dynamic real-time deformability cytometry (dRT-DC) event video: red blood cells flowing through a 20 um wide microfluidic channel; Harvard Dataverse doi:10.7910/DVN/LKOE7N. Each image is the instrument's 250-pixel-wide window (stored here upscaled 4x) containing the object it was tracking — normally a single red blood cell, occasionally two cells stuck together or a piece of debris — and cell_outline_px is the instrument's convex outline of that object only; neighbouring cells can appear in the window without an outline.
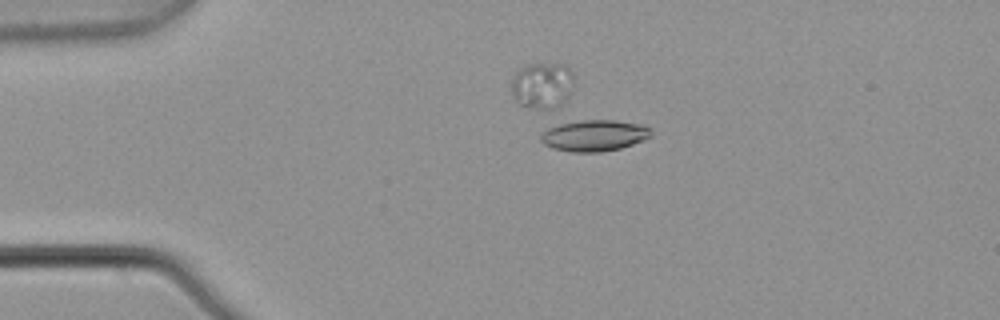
{"species": "common noctule bat (a hibernating species)", "species_latin": "Nyctalus noctula", "temperature_condition": "warm", "stored_images_in_passage": 5, "camera_frame_rate_fps": 3000, "um_per_image_px": 0.085, "animal": {"sex": "male", "body_mass_g": 21.5, "forearm_length_mm": 52.0}, "frame": {"image": 1, "passage_image": 3, "time_ms": 0.667, "image_size_px": [1000, 320], "cell_outline_px": [[652, 136], [632, 144], [620, 148], [600, 152], [572, 152], [552, 148], [544, 144], [540, 140], [540, 136], [548, 128], [560, 124], [584, 120], [616, 120], [644, 124], [652, 128]], "centroid_in_image_um": [50.55, 11.51], "position_along_channel_um": 34.4, "area_um2": 20.11}}
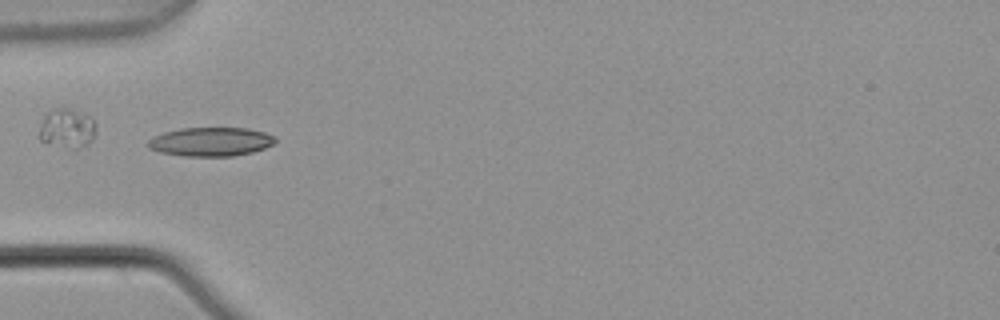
{"frame": {"image": 2, "passage_image": 4, "time_ms": 1.0, "image_size_px": [1000, 320], "cell_outline_px": [[276, 140], [272, 144], [264, 148], [252, 152], [232, 156], [184, 156], [160, 152], [148, 148], [144, 144], [152, 136], [164, 132], [180, 128], [248, 128], [264, 132], [276, 136]], "centroid_in_image_um": [17.87, 12.04], "position_along_channel_um": 67.1, "area_um2": 21.56}}
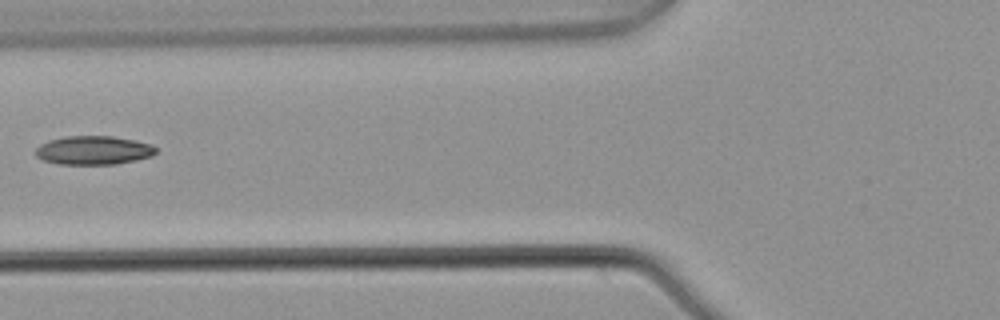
{"frame": {"image": 3, "passage_image": 5, "time_ms": 1.333, "image_size_px": [1000, 320], "cell_outline_px": [[156, 152], [152, 156], [136, 160], [116, 164], [60, 164], [44, 160], [36, 156], [32, 152], [40, 144], [48, 140], [64, 136], [112, 136], [136, 140], [152, 144], [156, 148]], "centroid_in_image_um": [7.93, 12.76], "position_along_channel_um": 117.9, "area_um2": 20.35}}